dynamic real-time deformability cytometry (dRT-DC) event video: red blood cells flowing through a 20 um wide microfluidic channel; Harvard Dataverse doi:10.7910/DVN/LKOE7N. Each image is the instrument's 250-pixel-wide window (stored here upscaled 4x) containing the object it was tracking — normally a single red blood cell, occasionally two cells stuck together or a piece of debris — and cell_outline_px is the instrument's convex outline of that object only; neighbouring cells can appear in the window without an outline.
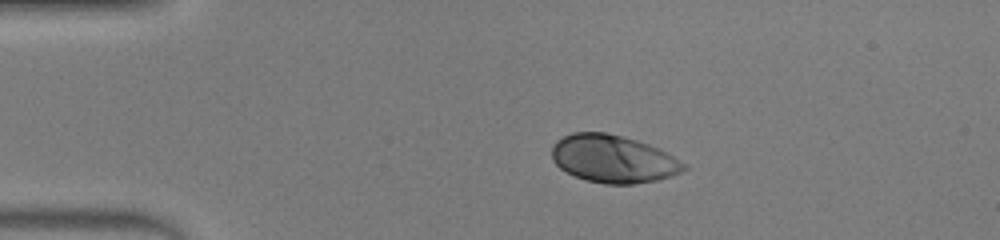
{"species": "human", "species_latin": "Homo sapiens", "temperature_condition": "warm", "stored_images_in_passage": 38, "camera_frame_rate_fps": 3000, "um_per_image_px": 0.085, "donor": {"sex": "male"}, "frame": {"image": 1, "passage_image": 1, "time_ms": 0.0, "image_size_px": [1000, 240], "cell_outline_px": [[644, 180], [592, 180], [580, 176], [564, 168], [556, 160], [556, 148], [568, 136], [584, 132], [596, 132], [612, 136]], "centroid_in_image_um": [50.64, 13.41], "position_along_channel_um": 34.4, "area_um2": 21.15}}
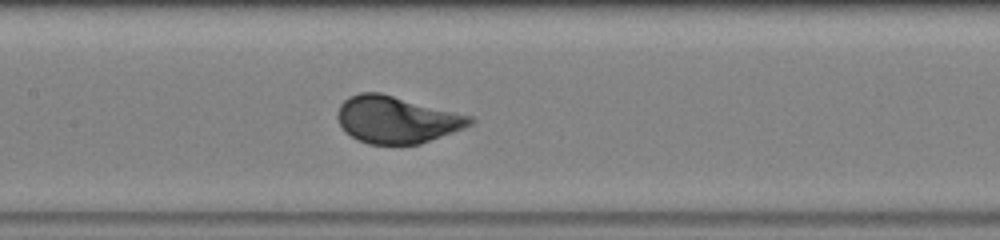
{"frame": {"image": 2, "passage_image": 16, "time_ms": 5.0, "image_size_px": [1000, 240], "cell_outline_px": [[464, 120], [460, 124], [452, 128], [412, 144], [380, 144], [364, 140], [356, 136], [344, 124], [340, 116], [340, 112], [344, 104], [348, 100], [356, 96], [388, 96]], "centroid_in_image_um": [33.43, 10.23], "position_along_channel_um": 174.0, "area_um2": 29.3}}
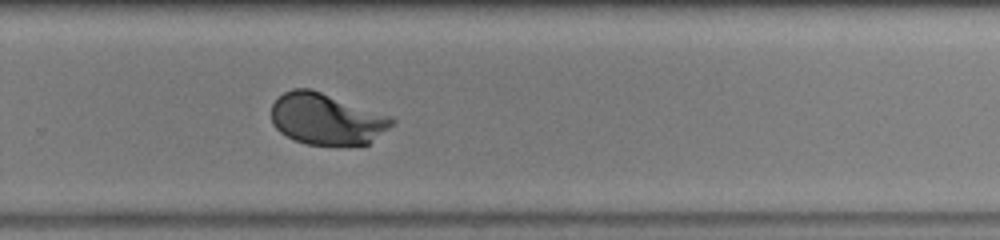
{"frame": {"image": 3, "passage_image": 26, "time_ms": 8.333, "image_size_px": [1000, 240], "cell_outline_px": [[372, 124], [368, 140], [364, 144], [316, 144], [300, 140], [284, 132], [276, 124], [272, 116], [272, 108], [276, 100], [280, 96], [288, 92], [316, 92], [324, 96]], "centroid_in_image_um": [27.1, 10.19], "position_along_channel_um": 302.7, "area_um2": 27.4}}